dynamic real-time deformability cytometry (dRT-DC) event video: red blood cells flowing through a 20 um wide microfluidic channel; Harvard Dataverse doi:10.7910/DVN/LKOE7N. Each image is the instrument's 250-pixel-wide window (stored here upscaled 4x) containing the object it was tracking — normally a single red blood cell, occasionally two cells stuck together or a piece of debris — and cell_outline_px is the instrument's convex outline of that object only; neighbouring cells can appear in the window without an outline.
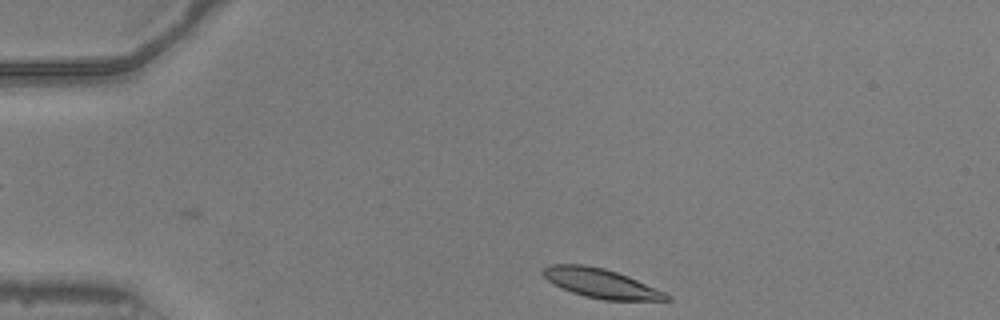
{"species": "common noctule bat (a hibernating species)", "species_latin": "Nyctalus noctula", "temperature_condition": "warm", "stored_images_in_passage": 41, "camera_frame_rate_fps": 3000, "um_per_image_px": 0.085, "animal": {"sex": "male", "body_mass_g": 20.5, "forearm_length_mm": 52.5}, "frame": {"image": 1, "passage_image": 1, "time_ms": 0.0, "image_size_px": [1000, 320], "cell_outline_px": [[672, 300], [604, 300], [584, 296], [572, 292], [548, 280], [540, 272], [548, 264], [584, 264], [604, 268], [628, 276], [664, 292], [672, 296]], "centroid_in_image_um": [51.08, 24.07], "position_along_channel_um": 33.9, "area_um2": 20.87}}
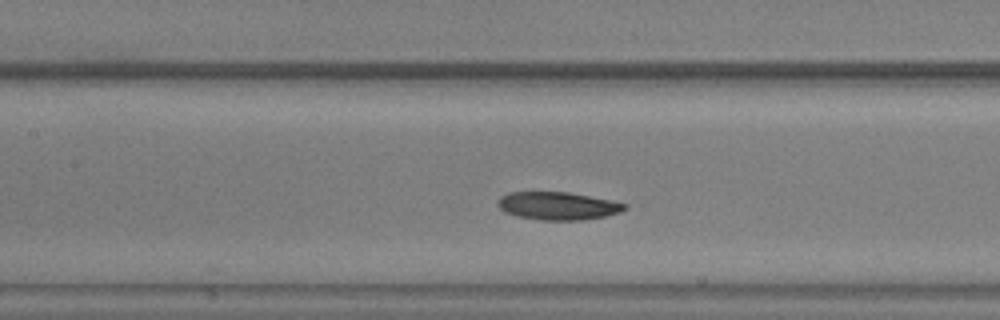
{"frame": {"image": 2, "passage_image": 15, "time_ms": 4.667, "image_size_px": [1000, 320], "cell_outline_px": [[628, 208], [620, 212], [604, 216], [584, 220], [540, 220], [516, 216], [504, 212], [496, 204], [500, 196], [508, 192], [568, 192], [612, 200], [628, 204]], "centroid_in_image_um": [47.41, 17.5], "position_along_channel_um": 160.0, "area_um2": 20.81}}
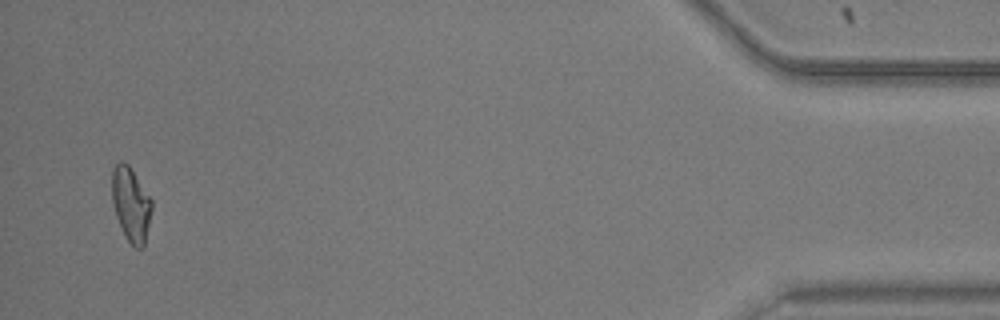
{"frame": {"image": 3, "passage_image": 40, "time_ms": 13.0, "image_size_px": [1000, 320], "cell_outline_px": [[152, 208], [144, 248], [136, 248], [124, 236], [116, 216], [112, 200], [112, 168], [120, 160], [124, 160], [128, 164], [152, 200]], "centroid_in_image_um": [11.12, 17.36], "position_along_channel_um": 424.1, "area_um2": 17.22}, "authors_computed_cell_mechanics": {"area_um2": 17.8024, "velocity_mm_per_s": 3.9251, "shape_relaxation_time_tau1_ms": null, "shape_relaxation_time_tau2_ms": 4.3715, "deformation_change_tau1": null, "deformation_change_tau2": 0.1313}}